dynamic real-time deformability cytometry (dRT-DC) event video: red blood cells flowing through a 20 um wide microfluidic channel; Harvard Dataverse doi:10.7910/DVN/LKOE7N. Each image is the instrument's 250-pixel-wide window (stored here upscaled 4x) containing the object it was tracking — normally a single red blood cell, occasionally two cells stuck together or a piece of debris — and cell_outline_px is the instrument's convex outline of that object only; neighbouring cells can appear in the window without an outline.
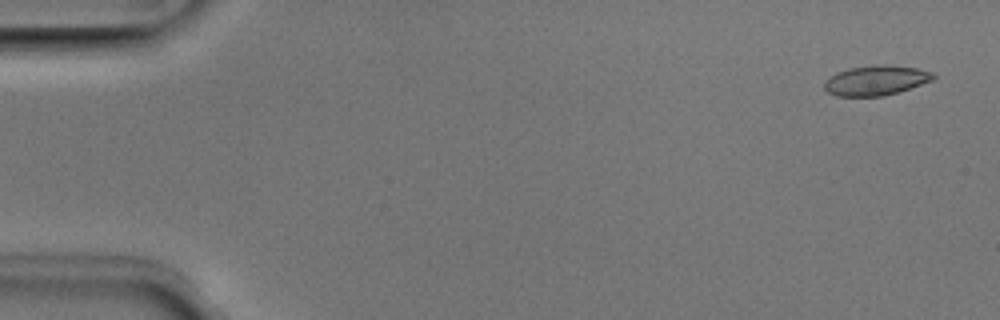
{"species": "Egyptian fruit bat (a non-hibernating species)", "species_latin": "Rousettus aegyptiacus", "temperature_condition": "room temperature", "stored_images_in_passage": 14, "camera_frame_rate_fps": 3000, "um_per_image_px": 0.085, "animal": {"sex": "male"}, "frame": {"image": 1, "passage_image": 2, "time_ms": 0.333, "image_size_px": [1000, 320], "cell_outline_px": [[936, 76], [932, 80], [884, 96], [836, 96], [828, 92], [824, 88], [824, 80], [836, 72], [848, 68], [876, 64], [884, 64], [920, 68], [932, 72]], "centroid_in_image_um": [74.42, 6.81], "position_along_channel_um": 10.6, "area_um2": 19.02}}
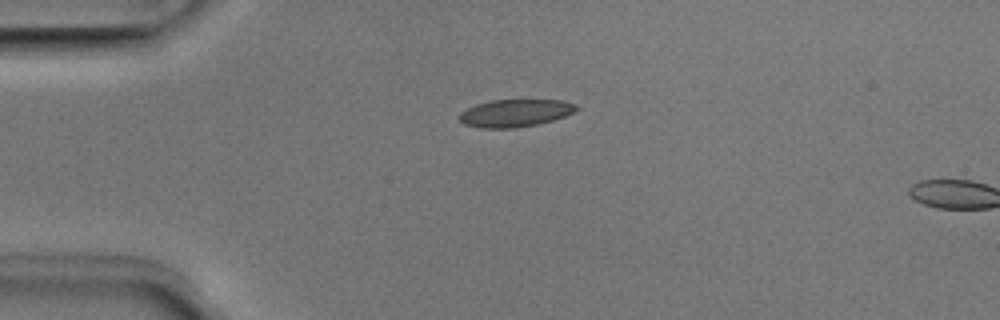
{"frame": {"image": 2, "passage_image": 12, "time_ms": 3.667, "image_size_px": [1000, 320], "cell_outline_px": [[580, 108], [564, 116], [552, 120], [536, 124], [516, 128], [480, 128], [464, 124], [460, 120], [460, 112], [476, 104], [492, 100], [564, 100], [576, 104]], "centroid_in_image_um": [43.79, 9.61], "position_along_channel_um": 41.2, "area_um2": 18.67}}